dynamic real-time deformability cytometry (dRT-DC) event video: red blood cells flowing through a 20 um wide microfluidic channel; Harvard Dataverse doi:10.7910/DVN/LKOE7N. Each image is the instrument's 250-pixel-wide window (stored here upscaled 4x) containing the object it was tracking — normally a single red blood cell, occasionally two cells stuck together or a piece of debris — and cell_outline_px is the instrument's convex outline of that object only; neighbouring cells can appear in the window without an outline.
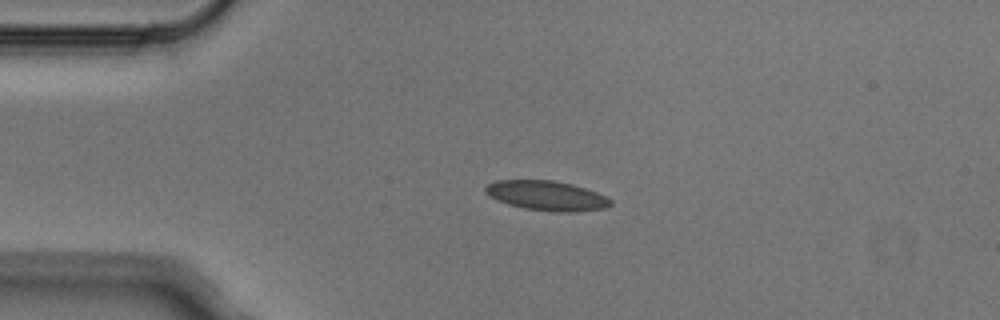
{"species": "Egyptian fruit bat (a non-hibernating species)", "species_latin": "Rousettus aegyptiacus", "temperature_condition": "cold", "stored_images_in_passage": 3, "camera_frame_rate_fps": 3000, "um_per_image_px": 0.085, "animal": {"sex": "male"}, "frame": {"image": 1, "passage_image": 2, "time_ms": 0.333, "image_size_px": [1000, 320], "cell_outline_px": [[612, 204], [608, 208], [572, 212], [556, 212], [524, 208], [508, 204], [496, 200], [484, 192], [484, 188], [488, 184], [496, 180], [552, 180], [572, 184], [608, 196], [612, 200]], "centroid_in_image_um": [46.49, 16.63], "position_along_channel_um": 38.5, "area_um2": 21.79}}